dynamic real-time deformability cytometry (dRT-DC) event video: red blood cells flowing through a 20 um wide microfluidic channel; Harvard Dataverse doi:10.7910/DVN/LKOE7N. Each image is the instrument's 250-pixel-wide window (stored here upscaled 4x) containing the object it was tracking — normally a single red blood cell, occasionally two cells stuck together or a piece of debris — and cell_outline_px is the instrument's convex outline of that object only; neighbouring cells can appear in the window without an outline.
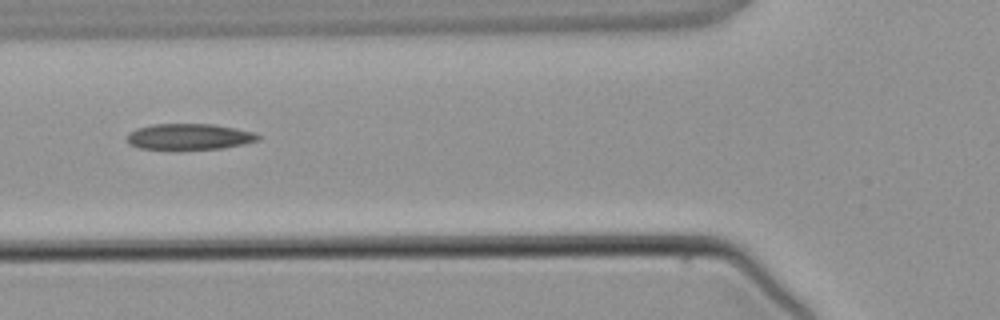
{"species": "common noctule bat (a hibernating species)", "species_latin": "Nyctalus noctula", "temperature_condition": "warm", "stored_images_in_passage": 5, "camera_frame_rate_fps": 3000, "um_per_image_px": 0.085, "animal": {"sex": "male", "body_mass_g": 21.5, "forearm_length_mm": 52.0}, "frame": {"image": 1, "passage_image": 5, "time_ms": 4.667, "image_size_px": [1000, 320], "cell_outline_px": [[260, 140], [244, 144], [224, 148], [140, 148], [128, 144], [128, 136], [136, 128], [152, 124], [212, 124], [252, 132], [260, 136]], "centroid_in_image_um": [16.1, 11.6], "position_along_channel_um": 109.7, "area_um2": 19.31}}